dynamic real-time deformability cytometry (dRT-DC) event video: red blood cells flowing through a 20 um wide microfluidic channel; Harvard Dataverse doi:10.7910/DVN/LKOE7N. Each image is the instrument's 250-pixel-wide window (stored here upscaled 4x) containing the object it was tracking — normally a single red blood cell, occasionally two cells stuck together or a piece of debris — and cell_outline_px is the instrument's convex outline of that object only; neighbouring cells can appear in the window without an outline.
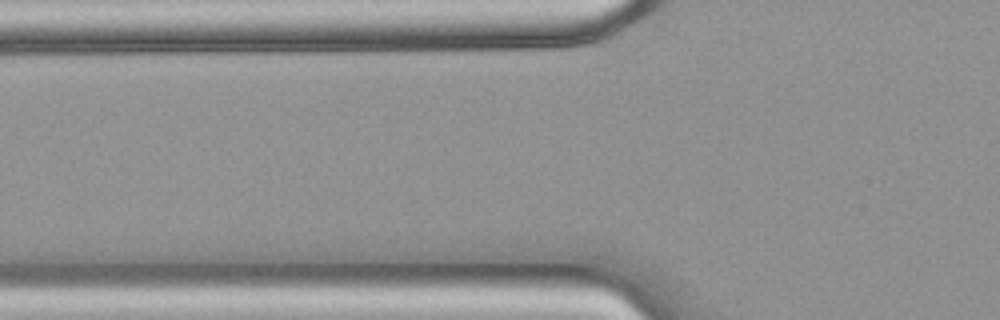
{"species": "common noctule bat (a hibernating species)", "species_latin": "Nyctalus noctula", "temperature_condition": "warm", "stored_images_in_passage": 3, "camera_frame_rate_fps": 3000, "um_per_image_px": 0.085, "animal": {"sex": "female", "body_mass_g": 18.4}, "frame": {"image": 1, "passage_image": 2, "time_ms": 0.333, "image_size_px": [1000, 320], "cell_outline_px": [[580, 288], [448, 288], [440, 284], [448, 268], [580, 268]], "centroid_in_image_um": [43.52, 23.64], "position_along_channel_um": 82.3, "area_um2": 19.65}}